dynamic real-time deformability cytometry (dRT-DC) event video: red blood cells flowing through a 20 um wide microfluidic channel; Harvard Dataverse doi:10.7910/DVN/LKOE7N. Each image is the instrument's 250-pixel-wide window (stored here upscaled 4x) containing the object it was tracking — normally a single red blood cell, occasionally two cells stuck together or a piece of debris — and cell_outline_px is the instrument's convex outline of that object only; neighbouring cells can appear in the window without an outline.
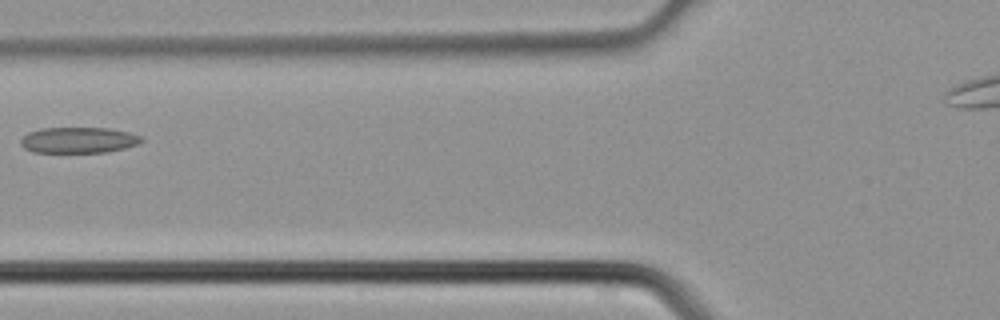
{"species": "common noctule bat (a hibernating species)", "species_latin": "Nyctalus noctula", "temperature_condition": "cold", "stored_images_in_passage": 4, "camera_frame_rate_fps": 3000, "um_per_image_px": 0.085, "animal": {"sex": "male", "body_mass_g": 21.5, "forearm_length_mm": 52.0}, "frame": {"image": 1, "passage_image": 4, "time_ms": 1.0, "image_size_px": [1000, 320], "cell_outline_px": [[144, 140], [140, 144], [108, 152], [32, 152], [24, 148], [20, 144], [20, 140], [28, 132], [40, 128], [108, 128], [128, 132], [140, 136]], "centroid_in_image_um": [6.67, 11.91], "position_along_channel_um": 119.1, "area_um2": 18.26}}